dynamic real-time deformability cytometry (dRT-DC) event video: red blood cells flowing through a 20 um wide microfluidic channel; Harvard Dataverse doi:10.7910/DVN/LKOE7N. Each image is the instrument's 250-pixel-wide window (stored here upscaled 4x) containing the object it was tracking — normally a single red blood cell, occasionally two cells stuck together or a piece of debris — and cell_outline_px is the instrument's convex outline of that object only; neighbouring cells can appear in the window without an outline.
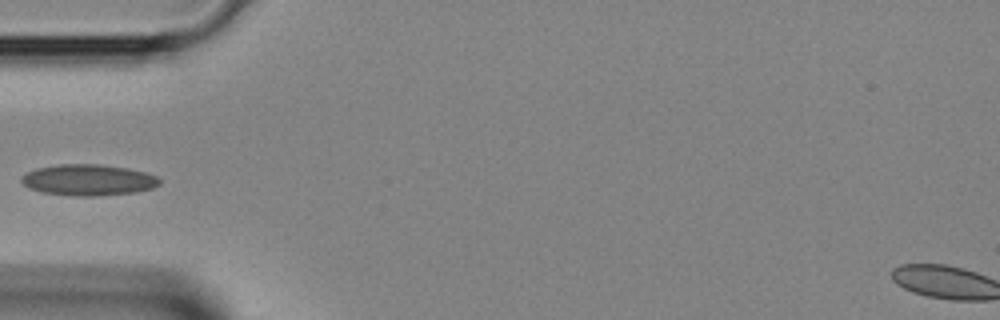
{"species": "Egyptian fruit bat (a non-hibernating species)", "species_latin": "Rousettus aegyptiacus", "temperature_condition": "room temperature", "stored_images_in_passage": 4, "camera_frame_rate_fps": 3000, "um_per_image_px": 0.085, "animal": {"sex": "female"}, "frame": {"image": 1, "passage_image": 4, "time_ms": 1.0, "image_size_px": [1000, 320], "cell_outline_px": [[160, 184], [152, 188], [136, 192], [96, 196], [72, 196], [40, 192], [28, 188], [20, 180], [28, 172], [36, 168], [60, 164], [100, 164], [128, 168], [144, 172], [156, 176], [160, 180]], "centroid_in_image_um": [7.5, 15.3], "position_along_channel_um": 77.5, "area_um2": 25.09}}